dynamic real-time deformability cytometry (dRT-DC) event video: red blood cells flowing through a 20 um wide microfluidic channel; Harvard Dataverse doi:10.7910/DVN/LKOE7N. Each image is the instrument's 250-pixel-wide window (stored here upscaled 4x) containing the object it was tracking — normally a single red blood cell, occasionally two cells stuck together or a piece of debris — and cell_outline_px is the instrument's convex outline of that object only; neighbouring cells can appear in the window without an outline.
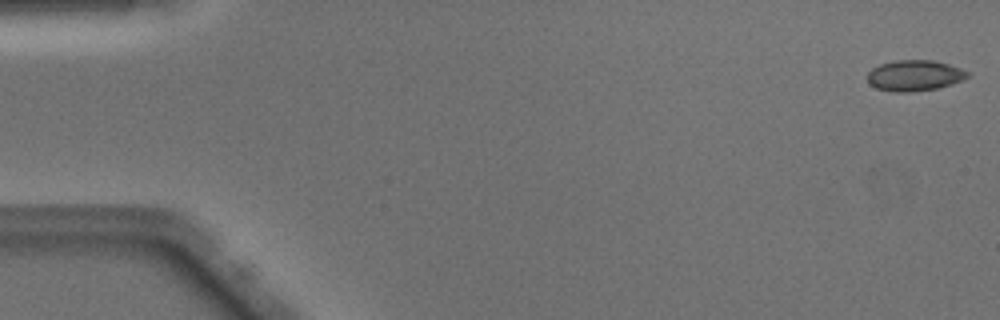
{"species": "Egyptian fruit bat (a non-hibernating species)", "species_latin": "Rousettus aegyptiacus", "temperature_condition": "warm", "stored_images_in_passage": 49, "camera_frame_rate_fps": 3000, "um_per_image_px": 0.085, "animal": {"sex": "male"}, "frame": {"image": 1, "passage_image": 1, "time_ms": 0.0, "image_size_px": [1000, 320], "cell_outline_px": [[968, 76], [952, 84], [936, 88], [912, 92], [892, 92], [876, 88], [868, 84], [868, 72], [872, 68], [880, 64], [896, 60], [932, 60], [948, 64], [960, 68], [968, 72]], "centroid_in_image_um": [77.69, 6.42], "position_along_channel_um": 7.3, "area_um2": 17.92}}
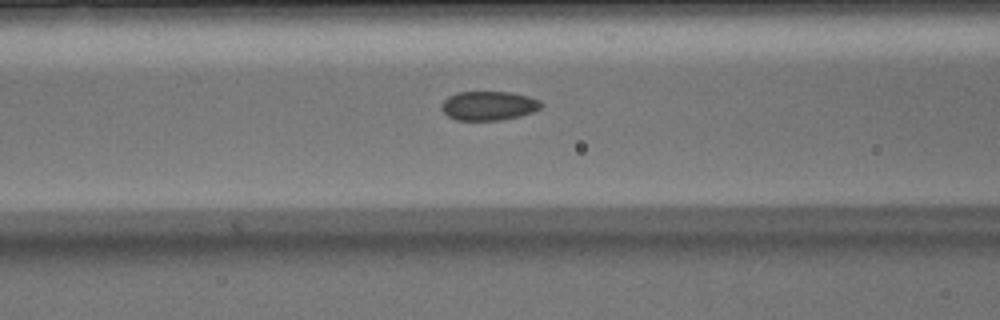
{"frame": {"image": 2, "passage_image": 20, "time_ms": 6.333, "image_size_px": [1000, 320], "cell_outline_px": [[544, 104], [540, 108], [532, 112], [520, 116], [500, 120], [456, 120], [448, 116], [440, 108], [440, 104], [448, 96], [456, 92], [512, 92], [528, 96], [540, 100]], "centroid_in_image_um": [41.52, 8.98], "position_along_channel_um": 125.1, "area_um2": 17.05}}
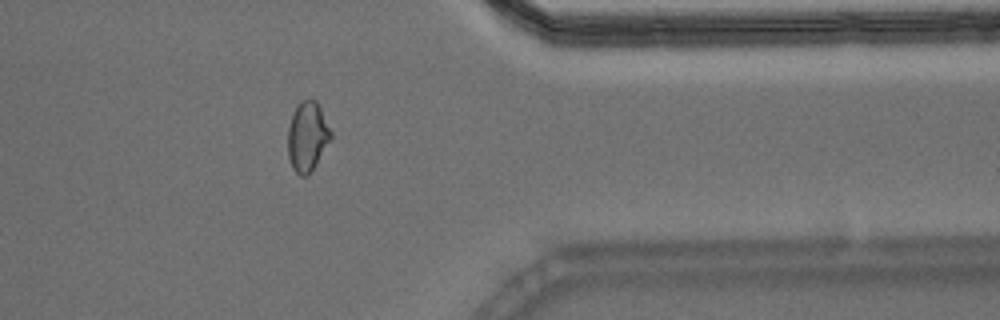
{"frame": {"image": 3, "passage_image": 40, "time_ms": 13.0, "image_size_px": [1000, 320], "cell_outline_px": [[332, 136], [308, 176], [300, 176], [292, 168], [288, 156], [288, 128], [292, 112], [296, 104], [300, 100], [316, 100], [332, 132]], "centroid_in_image_um": [26.1, 11.58], "position_along_channel_um": 385.3, "area_um2": 17.34}, "authors_computed_cell_mechanics": {"area_um2": 17.2822, "velocity_mm_per_s": 4.0909, "shape_relaxation_time_tau1_ms": null, "shape_relaxation_time_tau2_ms": 2.1169, "deformation_change_tau1": null, "deformation_change_tau2": 0.05}}